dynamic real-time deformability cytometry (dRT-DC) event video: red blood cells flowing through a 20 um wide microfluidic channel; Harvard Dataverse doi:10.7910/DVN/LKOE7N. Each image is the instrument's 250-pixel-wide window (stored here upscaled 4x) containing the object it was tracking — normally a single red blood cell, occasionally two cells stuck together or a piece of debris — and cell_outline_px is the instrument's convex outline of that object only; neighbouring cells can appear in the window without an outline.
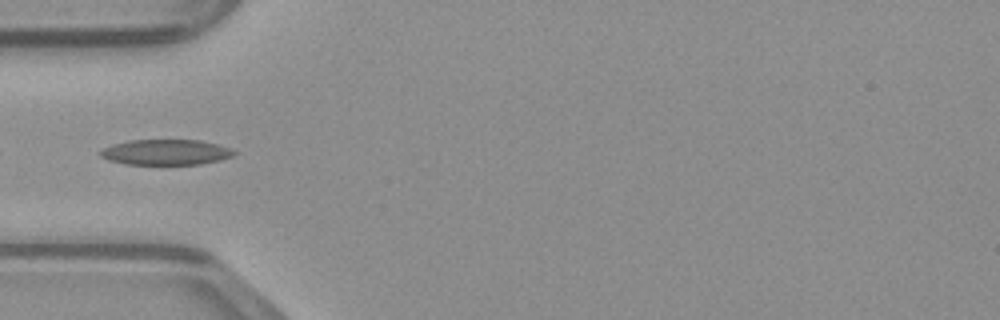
{"species": "common noctule bat (a hibernating species)", "species_latin": "Nyctalus noctula", "temperature_condition": "warm", "stored_images_in_passage": 9, "camera_frame_rate_fps": 3000, "um_per_image_px": 0.085, "animal": {"sex": "male", "body_mass_g": 23.1, "forearm_length_mm": 52.7}, "frame": {"image": 1, "passage_image": 1, "time_ms": 0.0, "image_size_px": [1000, 320], "cell_outline_px": [[236, 152], [232, 156], [220, 160], [200, 164], [124, 164], [108, 160], [100, 156], [100, 152], [104, 148], [112, 144], [132, 140], [200, 140], [216, 144], [228, 148]], "centroid_in_image_um": [14.07, 12.94], "position_along_channel_um": 70.9, "area_um2": 19.65}}
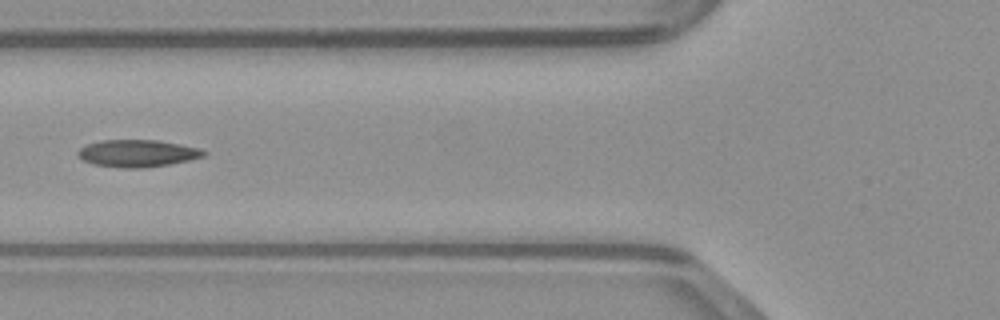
{"frame": {"image": 2, "passage_image": 4, "time_ms": 1.0, "image_size_px": [1000, 320], "cell_outline_px": [[208, 152], [204, 156], [188, 160], [168, 164], [144, 168], [124, 168], [92, 164], [84, 160], [76, 152], [80, 148], [88, 144], [104, 140], [160, 140], [200, 148]], "centroid_in_image_um": [11.71, 13.03], "position_along_channel_um": 114.1, "area_um2": 19.83}}